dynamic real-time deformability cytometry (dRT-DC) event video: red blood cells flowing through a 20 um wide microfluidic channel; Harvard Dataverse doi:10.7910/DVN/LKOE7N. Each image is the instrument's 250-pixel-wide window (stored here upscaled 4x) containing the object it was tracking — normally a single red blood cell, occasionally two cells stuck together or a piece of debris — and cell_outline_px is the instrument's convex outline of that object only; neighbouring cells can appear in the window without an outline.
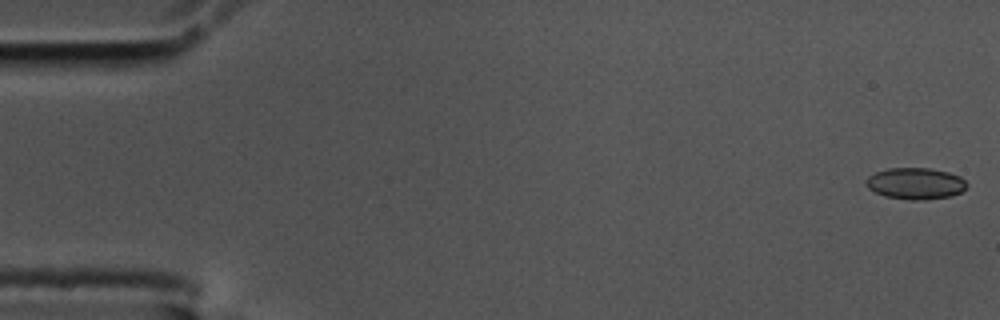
{"species": "common noctule bat (a hibernating species)", "species_latin": "Nyctalus noctula", "temperature_condition": "cold", "stored_images_in_passage": 54, "camera_frame_rate_fps": 3000, "um_per_image_px": 0.085, "animal": {"sex": "male", "body_mass_g": 17.5, "forearm_length_mm": 52.3}, "frame": {"image": 1, "passage_image": 1, "time_ms": 0.0, "image_size_px": [1000, 320], "cell_outline_px": [[968, 184], [960, 192], [952, 196], [924, 200], [912, 200], [884, 196], [868, 188], [864, 184], [864, 180], [868, 176], [876, 172], [888, 168], [928, 168], [948, 172], [960, 176]], "centroid_in_image_um": [77.79, 15.6], "position_along_channel_um": 7.2, "area_um2": 18.55}}
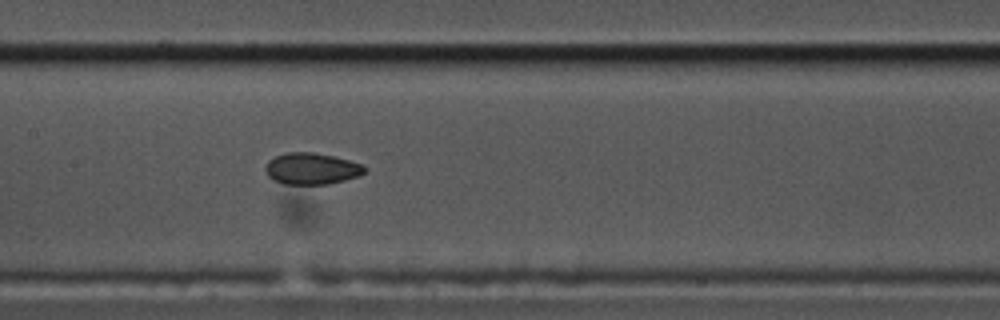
{"frame": {"image": 2, "passage_image": 28, "time_ms": 9.0, "image_size_px": [1000, 320], "cell_outline_px": [[368, 168], [360, 176], [328, 184], [284, 184], [272, 180], [268, 176], [264, 168], [268, 160], [276, 156], [288, 152], [312, 152], [332, 156], [348, 160], [360, 164]], "centroid_in_image_um": [26.46, 14.34], "position_along_channel_um": 180.9, "area_um2": 18.21}}
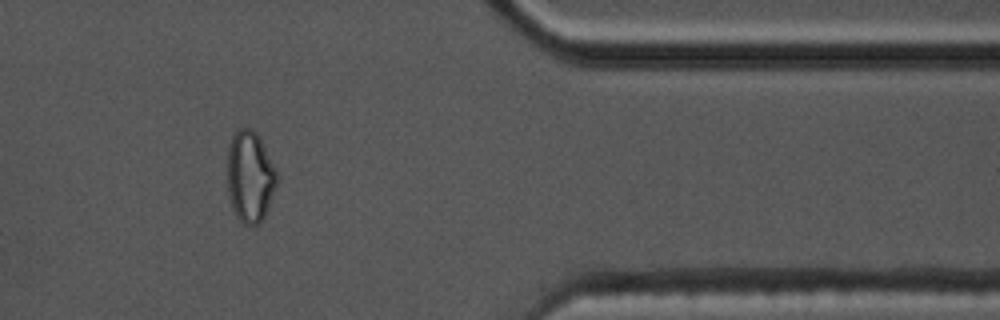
{"frame": {"image": 3, "passage_image": 48, "time_ms": 15.667, "image_size_px": [1000, 320], "cell_outline_px": [[276, 184], [268, 208], [260, 224], [244, 224], [236, 216], [232, 208], [228, 196], [228, 144], [236, 128], [252, 128], [260, 136], [276, 168]], "centroid_in_image_um": [21.24, 14.97], "position_along_channel_um": 390.2, "area_um2": 26.53}, "authors_computed_cell_mechanics": {"area_um2": 18.4671, "velocity_mm_per_s": 3.4739, "shape_relaxation_time_tau1_ms": null, "shape_relaxation_time_tau2_ms": 4.1612, "deformation_change_tau1": null, "deformation_change_tau2": 0.0697}}